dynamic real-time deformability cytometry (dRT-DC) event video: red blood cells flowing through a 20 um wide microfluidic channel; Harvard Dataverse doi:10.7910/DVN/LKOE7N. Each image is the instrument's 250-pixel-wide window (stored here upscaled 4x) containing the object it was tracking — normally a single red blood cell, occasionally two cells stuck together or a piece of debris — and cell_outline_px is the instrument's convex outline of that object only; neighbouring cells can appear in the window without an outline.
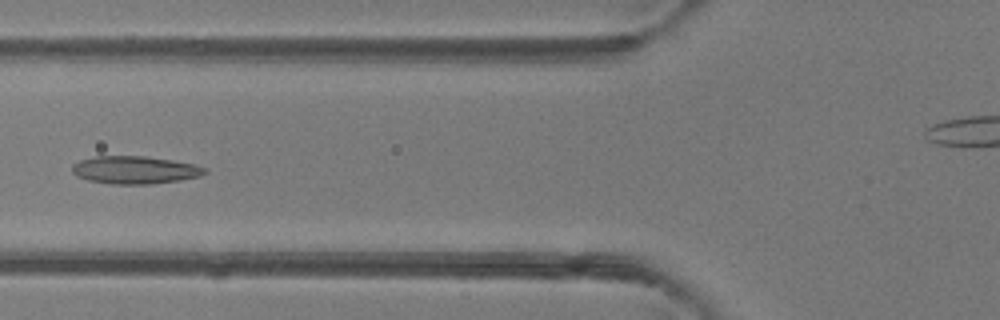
{"species": "common noctule bat (a hibernating species)", "species_latin": "Nyctalus noctula", "temperature_condition": "room temperature", "stored_images_in_passage": 50, "camera_frame_rate_fps": 3000, "um_per_image_px": 0.085, "animal": {"sex": "female"}, "frame": {"image": 1, "passage_image": 19, "time_ms": 6.0, "image_size_px": [1000, 320], "cell_outline_px": [[208, 172], [200, 176], [180, 180], [148, 184], [112, 184], [88, 180], [76, 176], [72, 172], [72, 164], [80, 160], [96, 156], [144, 156], [172, 160], [196, 164], [208, 168]], "centroid_in_image_um": [11.48, 14.44], "position_along_channel_um": 114.3, "area_um2": 21.56}}
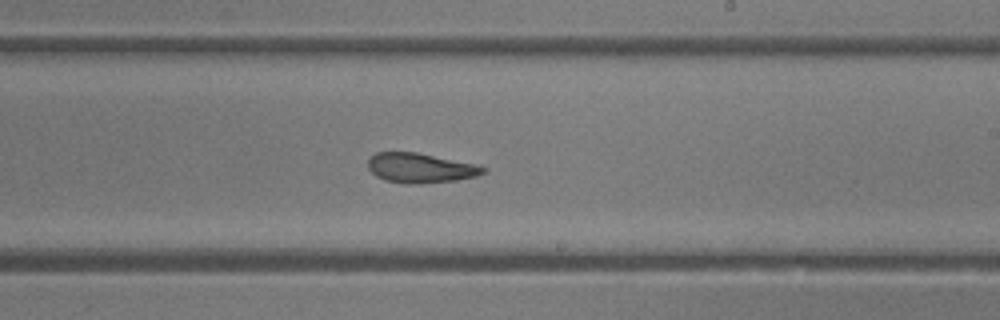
{"frame": {"image": 2, "passage_image": 29, "time_ms": 9.333, "image_size_px": [1000, 320], "cell_outline_px": [[484, 172], [476, 176], [456, 180], [420, 184], [408, 184], [384, 180], [376, 176], [368, 168], [368, 160], [376, 152], [416, 152], [476, 164], [484, 168]], "centroid_in_image_um": [35.7, 14.28], "position_along_channel_um": 253.3, "area_um2": 19.83}}
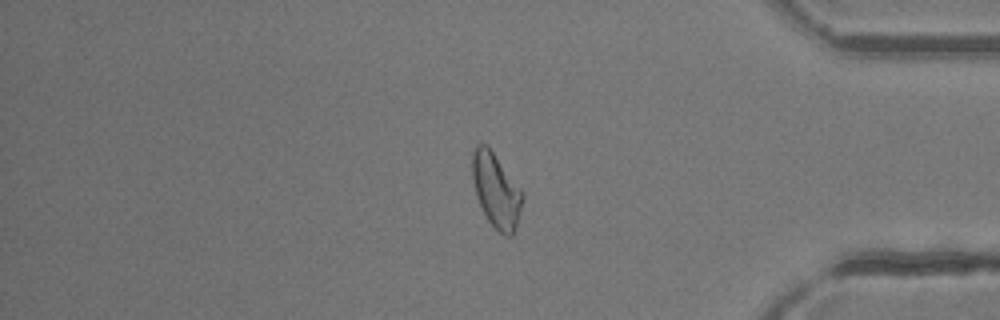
{"frame": {"image": 3, "passage_image": 41, "time_ms": 13.333, "image_size_px": [1000, 320], "cell_outline_px": [[524, 196], [516, 224], [512, 236], [504, 236], [488, 220], [476, 196], [472, 180], [472, 152], [476, 144], [488, 144], [524, 192]], "centroid_in_image_um": [42.16, 16.13], "position_along_channel_um": 393.0, "area_um2": 21.79}, "authors_computed_cell_mechanics": {"area_um2": 22.3686, "velocity_mm_per_s": 4.1622, "shape_relaxation_time_tau1_ms": null, "shape_relaxation_time_tau2_ms": 2.28, "deformation_change_tau1": null, "deformation_change_tau2": 0.0953}}